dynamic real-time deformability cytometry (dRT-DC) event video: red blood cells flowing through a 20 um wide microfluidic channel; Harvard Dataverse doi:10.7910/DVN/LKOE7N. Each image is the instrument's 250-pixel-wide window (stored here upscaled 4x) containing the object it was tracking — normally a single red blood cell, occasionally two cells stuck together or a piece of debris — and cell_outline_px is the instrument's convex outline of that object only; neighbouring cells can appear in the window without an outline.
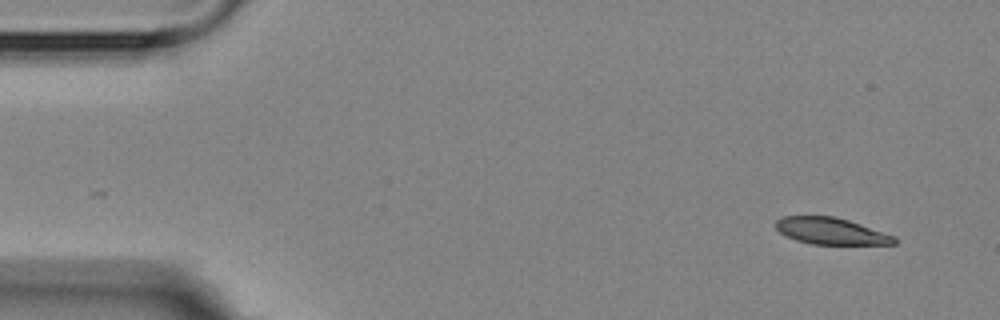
{"species": "Egyptian fruit bat (a non-hibernating species)", "species_latin": "Rousettus aegyptiacus", "temperature_condition": "room temperature", "stored_images_in_passage": 12, "camera_frame_rate_fps": 3000, "um_per_image_px": 0.085, "animal": {"sex": "female"}, "frame": {"image": 1, "passage_image": 1, "time_ms": 0.0, "image_size_px": [1000, 320], "cell_outline_px": [[896, 244], [812, 244], [796, 240], [780, 232], [776, 228], [776, 220], [784, 216], [832, 216], [848, 220], [896, 236]], "centroid_in_image_um": [70.64, 19.64], "position_along_channel_um": 14.4, "area_um2": 18.21}}
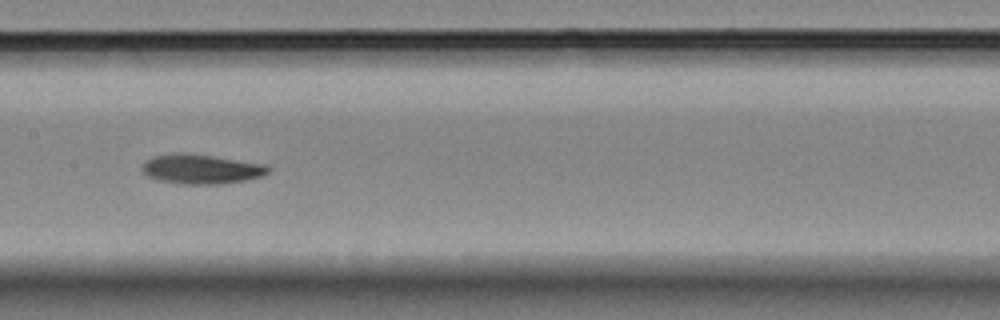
{"frame": {"image": 2, "passage_image": 7, "time_ms": 7.667, "image_size_px": [1000, 320], "cell_outline_px": [[272, 168], [268, 172], [260, 176], [244, 180], [220, 184], [180, 184], [160, 180], [148, 176], [140, 168], [144, 160], [152, 156], [172, 152], [184, 152], [212, 156], [264, 164]], "centroid_in_image_um": [17.03, 14.35], "position_along_channel_um": 190.4, "area_um2": 21.79}}
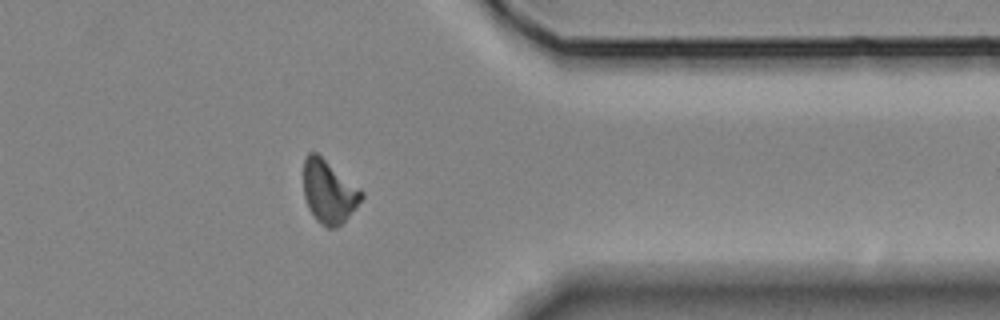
{"frame": {"image": 3, "passage_image": 12, "time_ms": 13.333, "image_size_px": [1000, 320], "cell_outline_px": [[364, 196], [348, 216], [336, 228], [328, 228], [320, 224], [316, 220], [308, 208], [304, 196], [304, 160], [308, 152], [316, 152], [364, 192]], "centroid_in_image_um": [27.93, 16.3], "position_along_channel_um": 383.5, "area_um2": 20.98}, "authors_computed_cell_mechanics": {"area_um2": 20.8947, "velocity_mm_per_s": 3.6316, "shape_relaxation_time_tau1_ms": 3.9499, "shape_relaxation_time_tau2_ms": null, "deformation_change_tau1": 0.1439, "deformation_change_tau2": null}}